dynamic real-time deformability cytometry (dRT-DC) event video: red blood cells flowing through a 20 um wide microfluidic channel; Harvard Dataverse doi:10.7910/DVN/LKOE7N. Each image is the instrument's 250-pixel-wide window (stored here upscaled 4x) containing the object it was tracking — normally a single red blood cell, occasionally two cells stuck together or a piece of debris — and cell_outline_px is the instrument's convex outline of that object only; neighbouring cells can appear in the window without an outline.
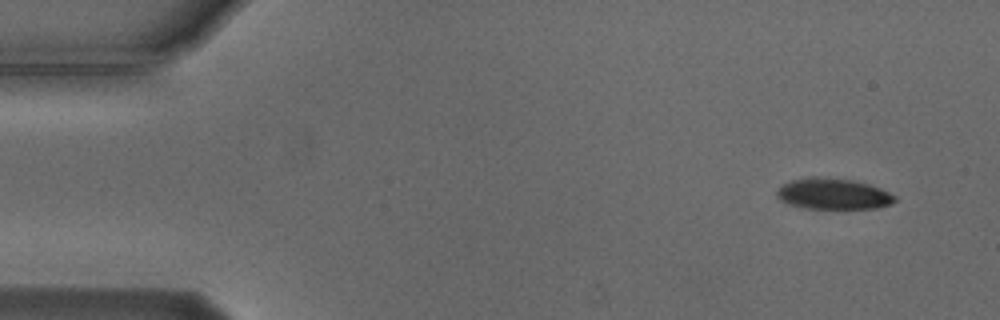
{"species": "Egyptian fruit bat (a non-hibernating species)", "species_latin": "Rousettus aegyptiacus", "temperature_condition": "cold", "stored_images_in_passage": 52, "camera_frame_rate_fps": 3000, "um_per_image_px": 0.085, "animal": {"sex": "male"}, "frame": {"image": 1, "passage_image": 1, "time_ms": 0.0, "image_size_px": [1000, 320], "cell_outline_px": [[896, 200], [892, 204], [876, 208], [804, 208], [788, 204], [780, 200], [776, 196], [776, 192], [784, 184], [792, 180], [816, 176], [852, 180], [868, 184], [880, 188], [896, 196]], "centroid_in_image_um": [70.82, 16.48], "position_along_channel_um": 14.2, "area_um2": 21.15}}
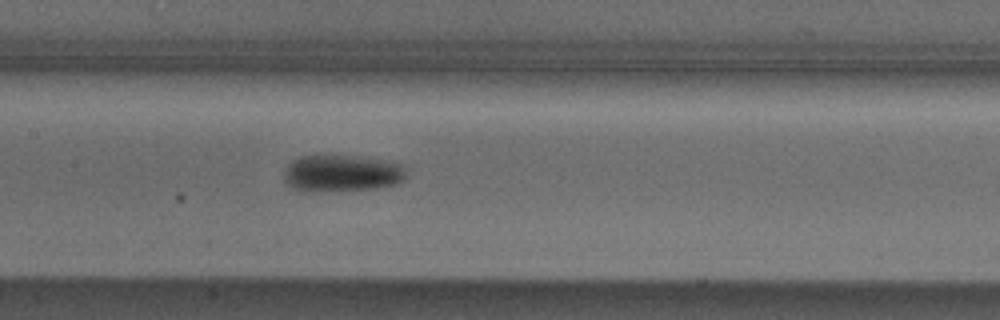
{"frame": {"image": 2, "passage_image": 23, "time_ms": 7.333, "image_size_px": [1000, 320], "cell_outline_px": [[408, 176], [404, 180], [396, 184], [376, 188], [304, 192], [288, 184], [284, 180], [284, 172], [288, 164], [292, 160], [300, 156], [344, 156], [376, 160], [404, 164], [408, 168]], "centroid_in_image_um": [29.08, 14.74], "position_along_channel_um": 178.3, "area_um2": 26.01}}
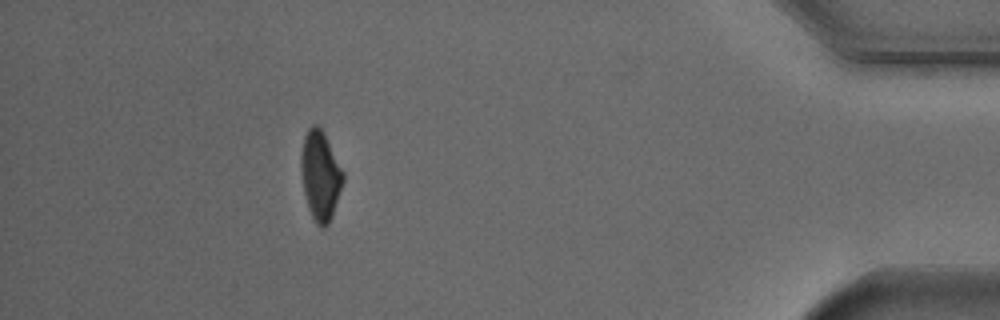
{"frame": {"image": 3, "passage_image": 46, "time_ms": 15.0, "image_size_px": [1000, 320], "cell_outline_px": [[344, 180], [332, 216], [328, 224], [324, 228], [320, 228], [316, 224], [308, 208], [304, 192], [300, 168], [300, 156], [304, 136], [308, 128], [312, 124], [316, 124], [324, 132], [344, 172]], "centroid_in_image_um": [27.22, 14.91], "position_along_channel_um": 408.0, "area_um2": 22.02}, "authors_computed_cell_mechanics": {"area_um2": 23.3223, "velocity_mm_per_s": 3.7439, "shape_relaxation_time_tau1_ms": 5.3994, "shape_relaxation_time_tau2_ms": null, "deformation_change_tau1": 0.1558, "deformation_change_tau2": null}}